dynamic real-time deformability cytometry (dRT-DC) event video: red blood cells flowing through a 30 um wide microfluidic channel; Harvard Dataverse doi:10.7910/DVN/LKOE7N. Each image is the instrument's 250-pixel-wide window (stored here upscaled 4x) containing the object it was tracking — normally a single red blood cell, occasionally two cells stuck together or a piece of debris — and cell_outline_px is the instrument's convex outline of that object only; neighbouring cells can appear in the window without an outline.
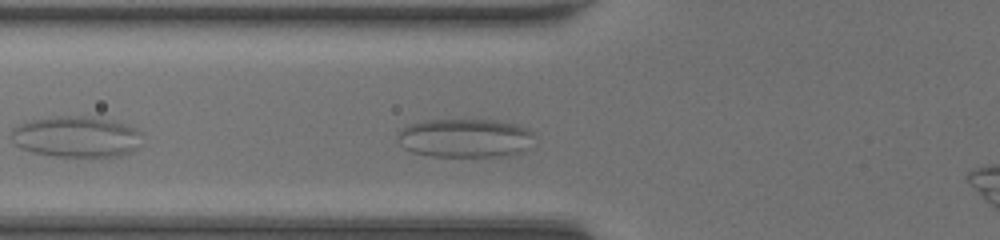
{"species": "common noctule bat (a hibernating species)", "species_latin": "Nyctalus noctula", "temperature_condition": "room temperature", "stored_images_in_passage": 26, "camera_frame_rate_fps": 3000, "um_per_image_px": 0.085, "animal": {"sex": "female", "body_mass_g": 20.0, "forearm_length_mm": 54.0}, "frame": {"image": 1, "passage_image": 5, "time_ms": 1.333, "image_size_px": [1000, 240], "cell_outline_px": [[532, 132], [524, 148], [520, 152], [508, 156], [432, 156], [412, 152], [404, 148], [396, 140], [396, 136], [408, 124], [424, 120], [496, 120], [516, 124], [528, 128]], "centroid_in_image_um": [39.45, 11.73], "position_along_channel_um": 86.4, "area_um2": 30.58}}
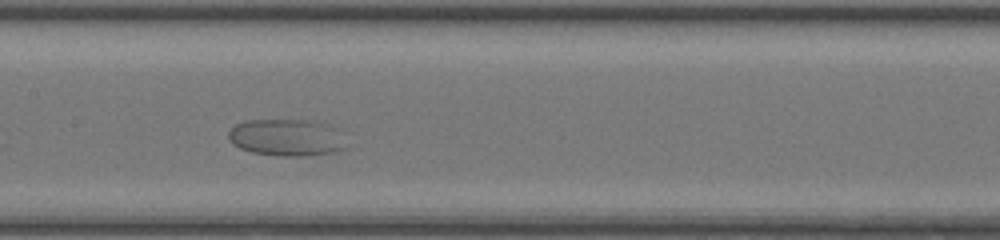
{"frame": {"image": 2, "passage_image": 12, "time_ms": 3.667, "image_size_px": [1000, 240], "cell_outline_px": [[340, 148], [332, 152], [304, 156], [284, 156], [252, 152], [240, 148], [228, 136], [228, 132], [236, 124], [248, 120], [304, 120], [320, 124]], "centroid_in_image_um": [24.03, 11.7], "position_along_channel_um": 183.4, "area_um2": 23.0}}
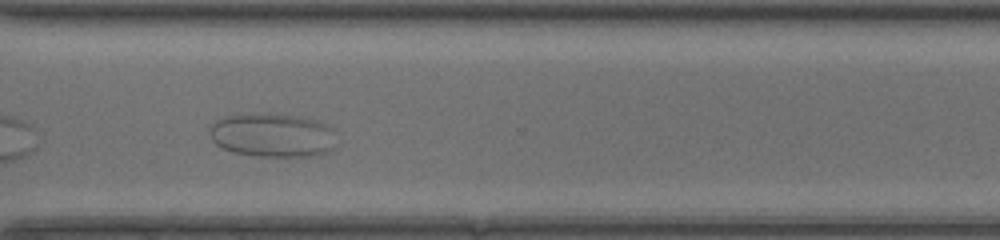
{"frame": {"image": 3, "passage_image": 24, "time_ms": 7.667, "image_size_px": [1000, 240], "cell_outline_px": [[332, 148], [324, 152], [312, 156], [260, 156], [232, 152], [216, 144], [212, 140], [208, 132], [208, 124], [224, 116], [268, 112], [272, 112], [296, 116], [316, 120], [332, 128]], "centroid_in_image_um": [23.06, 11.46], "position_along_channel_um": 347.5, "area_um2": 32.43}}